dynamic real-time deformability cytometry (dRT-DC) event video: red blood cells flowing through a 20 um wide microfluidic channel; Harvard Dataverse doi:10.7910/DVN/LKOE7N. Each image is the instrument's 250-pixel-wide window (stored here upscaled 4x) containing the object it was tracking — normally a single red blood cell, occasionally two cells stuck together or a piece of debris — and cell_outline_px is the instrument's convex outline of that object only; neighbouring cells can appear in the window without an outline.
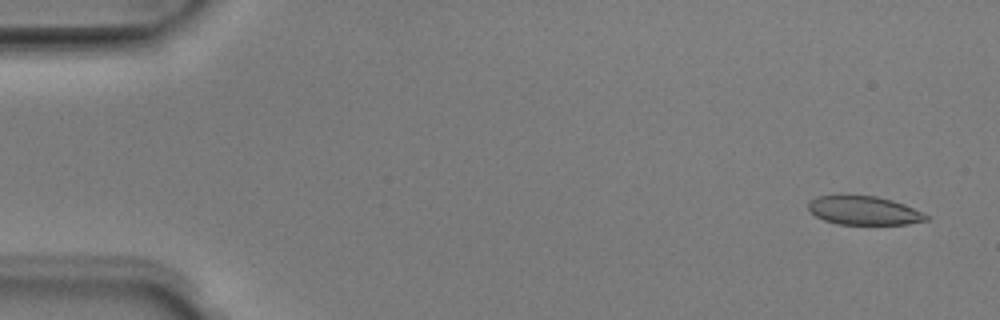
{"species": "Egyptian fruit bat (a non-hibernating species)", "species_latin": "Rousettus aegyptiacus", "temperature_condition": "room temperature", "stored_images_in_passage": 51, "camera_frame_rate_fps": 3000, "um_per_image_px": 0.085, "animal": {"sex": "male"}, "frame": {"image": 1, "passage_image": 3, "time_ms": 0.667, "image_size_px": [1000, 320], "cell_outline_px": [[932, 216], [928, 220], [908, 224], [836, 224], [824, 220], [816, 216], [808, 208], [808, 200], [816, 196], [840, 192], [876, 196], [892, 200], [904, 204]], "centroid_in_image_um": [73.39, 17.84], "position_along_channel_um": 11.6, "area_um2": 20.58}}
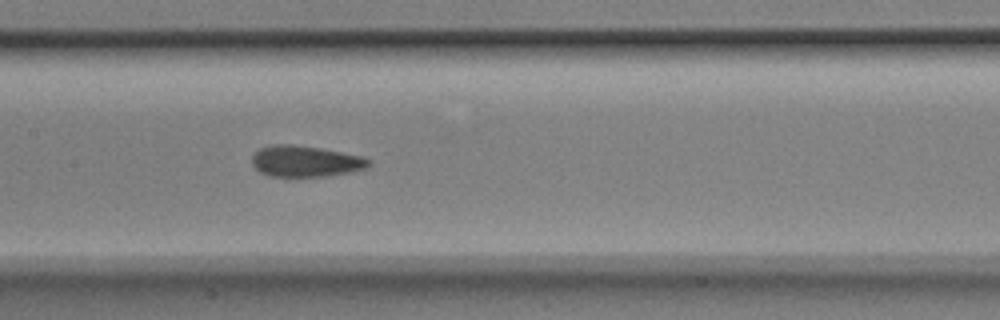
{"frame": {"image": 2, "passage_image": 25, "time_ms": 8.0, "image_size_px": [1000, 320], "cell_outline_px": [[372, 164], [368, 168], [328, 176], [268, 176], [260, 172], [252, 164], [252, 156], [260, 148], [272, 144], [292, 144], [320, 148], [364, 156], [372, 160]], "centroid_in_image_um": [26.0, 13.7], "position_along_channel_um": 181.4, "area_um2": 21.33}}
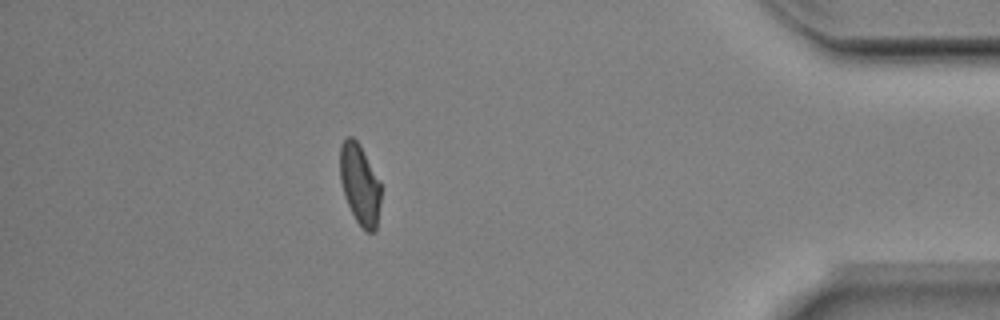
{"frame": {"image": 3, "passage_image": 45, "time_ms": 14.667, "image_size_px": [1000, 320], "cell_outline_px": [[380, 204], [376, 228], [372, 232], [368, 232], [356, 220], [344, 196], [340, 180], [340, 144], [348, 136], [352, 136], [360, 144], [380, 180]], "centroid_in_image_um": [30.58, 15.62], "position_along_channel_um": 404.6, "area_um2": 19.13}, "authors_computed_cell_mechanics": {"area_um2": 20.8658, "velocity_mm_per_s": 4.0322, "shape_relaxation_time_tau1_ms": 5.1689, "shape_relaxation_time_tau2_ms": 1.4813, "deformation_change_tau1": 0.1338, "deformation_change_tau2": 0.0792}}